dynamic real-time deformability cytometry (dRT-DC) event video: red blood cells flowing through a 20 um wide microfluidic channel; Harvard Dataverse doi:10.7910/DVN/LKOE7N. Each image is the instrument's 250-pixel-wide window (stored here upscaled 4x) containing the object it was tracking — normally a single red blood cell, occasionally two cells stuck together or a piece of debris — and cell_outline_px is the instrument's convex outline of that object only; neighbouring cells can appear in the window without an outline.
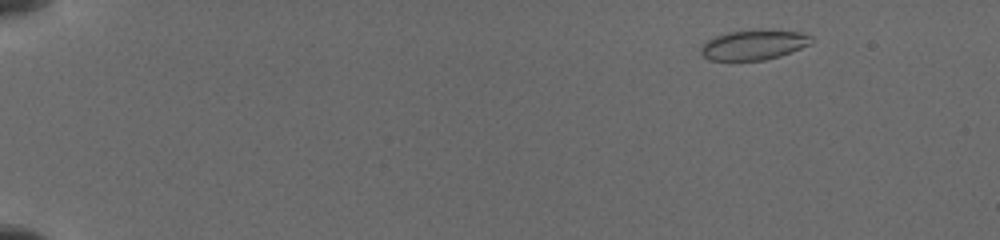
{"species": "common noctule bat (a hibernating species)", "species_latin": "Nyctalus noctula", "temperature_condition": "cold", "stored_images_in_passage": 22, "camera_frame_rate_fps": 3000, "um_per_image_px": 0.085, "animal": {"sex": "female", "body_mass_g": 19.5, "forearm_length_mm": 54.1}, "frame": {"image": 1, "passage_image": 3, "time_ms": 0.667, "image_size_px": [1000, 240], "cell_outline_px": [[812, 44], [780, 56], [764, 60], [708, 60], [700, 52], [700, 48], [708, 40], [716, 36], [728, 32], [800, 32], [812, 36]], "centroid_in_image_um": [64.06, 3.86], "position_along_channel_um": 20.9, "area_um2": 18.5}}
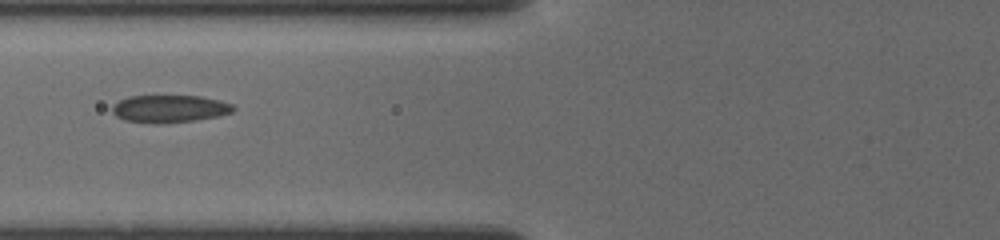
{"frame": {"image": 2, "passage_image": 19, "time_ms": 6.333, "image_size_px": [1000, 240], "cell_outline_px": [[236, 108], [232, 112], [216, 116], [196, 120], [164, 124], [152, 124], [124, 120], [116, 116], [112, 112], [112, 104], [128, 96], [200, 96], [220, 100], [232, 104]], "centroid_in_image_um": [14.38, 9.25], "position_along_channel_um": 111.4, "area_um2": 19.59}}
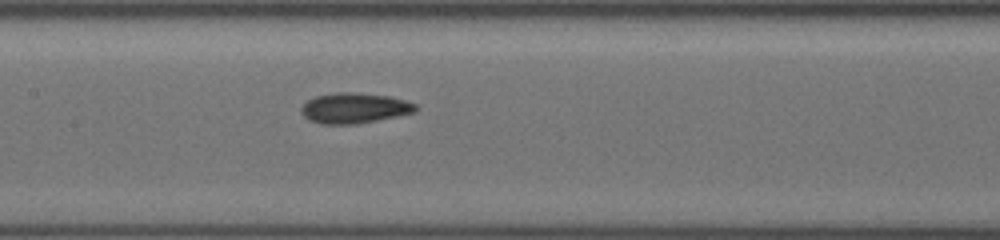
{"frame": {"image": 3, "passage_image": 22, "time_ms": 8.0, "image_size_px": [1000, 240], "cell_outline_px": [[416, 112], [356, 124], [320, 124], [308, 120], [300, 112], [300, 108], [308, 100], [316, 96], [336, 92], [356, 92], [388, 96], [404, 100], [416, 104]], "centroid_in_image_um": [30.08, 9.19], "position_along_channel_um": 177.3, "area_um2": 20.23}}